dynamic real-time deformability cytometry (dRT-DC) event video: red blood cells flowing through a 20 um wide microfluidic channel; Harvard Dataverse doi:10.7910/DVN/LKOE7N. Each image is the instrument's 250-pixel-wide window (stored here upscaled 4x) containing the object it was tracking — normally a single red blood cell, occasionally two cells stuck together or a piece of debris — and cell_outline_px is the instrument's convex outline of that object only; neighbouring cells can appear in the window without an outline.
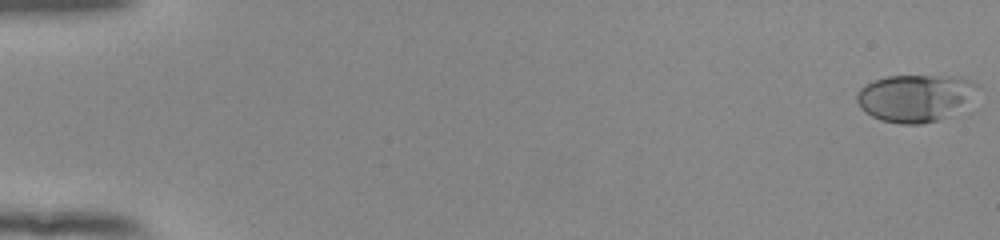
{"species": "human", "species_latin": "Homo sapiens", "temperature_condition": "room temperature", "stored_images_in_passage": 54, "camera_frame_rate_fps": 3000, "um_per_image_px": 0.085, "donor": {"sex": "female"}, "frame": {"image": 1, "passage_image": 1, "time_ms": 0.0, "image_size_px": [1000, 240], "cell_outline_px": [[984, 88], [936, 120], [920, 124], [900, 124], [880, 120], [864, 112], [860, 108], [856, 100], [856, 92], [860, 88], [872, 80], [888, 76], [960, 76], [972, 80], [980, 84]], "centroid_in_image_um": [77.73, 8.28], "position_along_channel_um": 7.3, "area_um2": 32.89}}
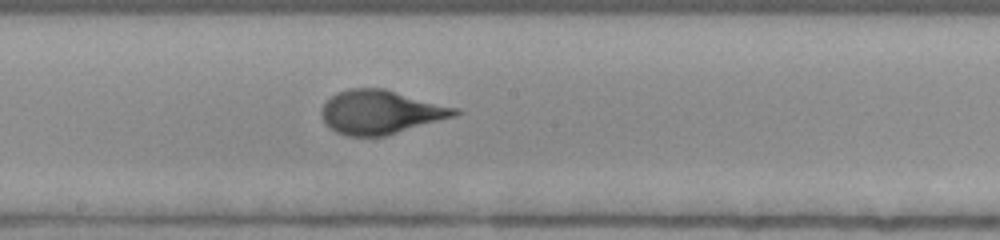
{"frame": {"image": 2, "passage_image": 31, "time_ms": 10.0, "image_size_px": [1000, 240], "cell_outline_px": [[464, 112], [456, 116], [384, 136], [348, 136], [336, 132], [328, 128], [324, 124], [320, 116], [320, 112], [324, 104], [336, 92], [348, 88], [384, 88], [456, 108]], "centroid_in_image_um": [32.31, 9.53], "position_along_channel_um": 215.9, "area_um2": 34.1}}
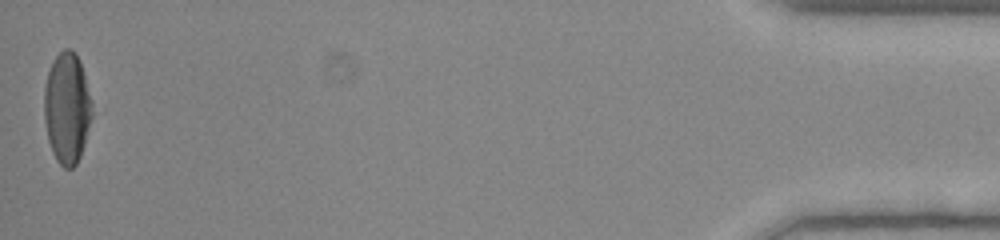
{"frame": {"image": 3, "passage_image": 54, "time_ms": 17.667, "image_size_px": [1000, 240], "cell_outline_px": [[92, 116], [84, 144], [80, 156], [76, 164], [72, 168], [64, 168], [56, 160], [52, 152], [48, 140], [44, 120], [44, 88], [48, 72], [52, 60], [64, 48], [72, 48], [76, 52], [80, 60], [92, 100]], "centroid_in_image_um": [5.69, 9.15], "position_along_channel_um": 429.5, "area_um2": 31.27}, "authors_computed_cell_mechanics": {"area_um2": 32.9171, "velocity_mm_per_s": 3.9091, "shape_relaxation_time_tau1_ms": 4.1252, "shape_relaxation_time_tau2_ms": null, "deformation_change_tau1": 0.2158, "deformation_change_tau2": null}}